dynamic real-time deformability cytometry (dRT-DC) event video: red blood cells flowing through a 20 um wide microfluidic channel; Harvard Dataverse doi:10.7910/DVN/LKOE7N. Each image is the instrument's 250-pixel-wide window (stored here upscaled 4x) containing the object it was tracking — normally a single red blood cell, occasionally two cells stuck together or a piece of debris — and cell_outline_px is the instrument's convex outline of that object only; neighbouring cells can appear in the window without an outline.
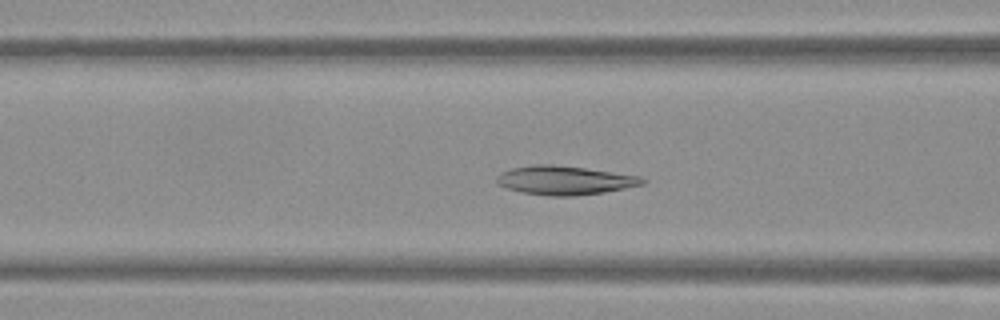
{"species": "Egyptian fruit bat (a non-hibernating species)", "species_latin": "Rousettus aegyptiacus", "temperature_condition": "warm", "stored_images_in_passage": 52, "camera_frame_rate_fps": 3000, "um_per_image_px": 0.085, "frame": {"image": 1, "passage_image": 20, "time_ms": 6.333, "image_size_px": [1000, 320], "cell_outline_px": [[648, 180], [644, 184], [604, 192], [576, 196], [548, 196], [524, 192], [508, 188], [496, 184], [496, 176], [500, 172], [512, 168], [532, 164], [552, 164], [584, 168], [640, 176]], "centroid_in_image_um": [47.98, 15.32], "position_along_channel_um": 118.6, "area_um2": 24.51}}
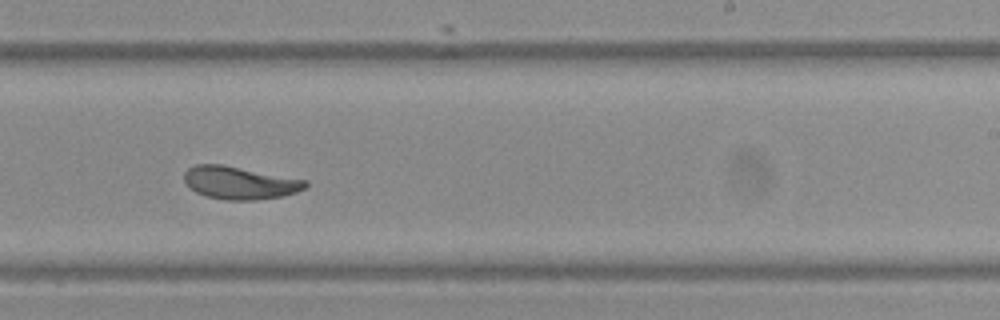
{"frame": {"image": 2, "passage_image": 32, "time_ms": 10.333, "image_size_px": [1000, 320], "cell_outline_px": [[308, 184], [304, 188], [296, 192], [280, 196], [256, 200], [224, 200], [204, 196], [196, 192], [184, 180], [184, 172], [188, 168], [196, 164], [220, 164], [308, 180]], "centroid_in_image_um": [20.36, 15.54], "position_along_channel_um": 268.6, "area_um2": 23.0}}
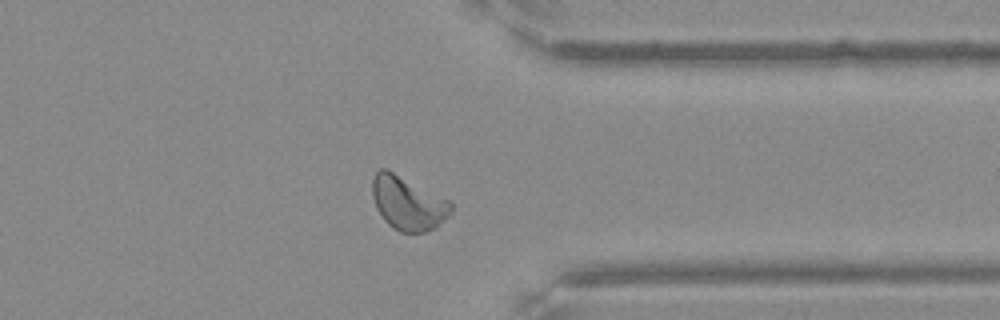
{"frame": {"image": 3, "passage_image": 41, "time_ms": 13.333, "image_size_px": [1000, 320], "cell_outline_px": [[452, 212], [436, 228], [424, 232], [400, 232], [392, 228], [384, 220], [376, 208], [372, 196], [372, 180], [376, 172], [380, 168], [384, 168], [448, 200], [452, 204]], "centroid_in_image_um": [34.65, 17.3], "position_along_channel_um": 376.7, "area_um2": 24.28}, "authors_computed_cell_mechanics": {"area_um2": 24.276, "velocity_mm_per_s": 3.7588, "shape_relaxation_time_tau1_ms": 8.0245, "shape_relaxation_time_tau2_ms": 2.06, "deformation_change_tau1": 0.1948, "deformation_change_tau2": 0.0646}}